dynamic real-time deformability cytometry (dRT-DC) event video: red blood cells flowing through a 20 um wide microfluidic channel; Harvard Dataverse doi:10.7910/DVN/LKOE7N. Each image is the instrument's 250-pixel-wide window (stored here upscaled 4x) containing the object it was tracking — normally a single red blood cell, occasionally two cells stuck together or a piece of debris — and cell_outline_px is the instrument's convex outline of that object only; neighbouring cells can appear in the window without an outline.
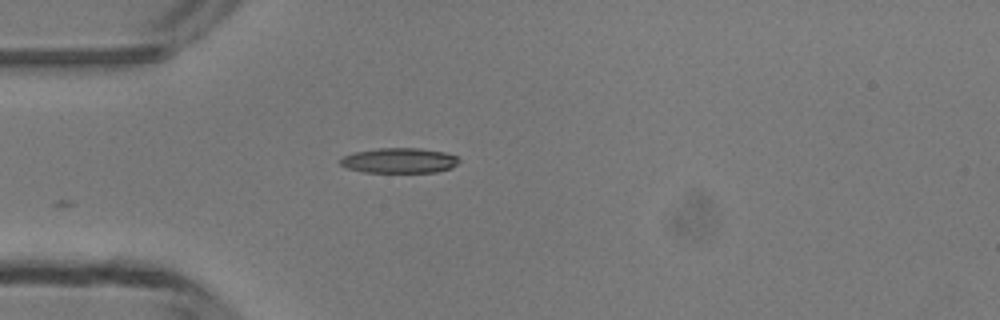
{"species": "common noctule bat (a hibernating species)", "species_latin": "Nyctalus noctula", "temperature_condition": "room temperature", "stored_images_in_passage": 11, "camera_frame_rate_fps": 3000, "um_per_image_px": 0.085, "animal": {"sex": "male", "body_mass_g": 13.3}, "frame": {"image": 1, "passage_image": 1, "time_ms": 0.0, "image_size_px": [1000, 320], "cell_outline_px": [[460, 160], [452, 168], [436, 172], [364, 172], [348, 168], [340, 164], [340, 160], [344, 156], [352, 152], [376, 148], [420, 148], [444, 152], [456, 156]], "centroid_in_image_um": [33.93, 13.64], "position_along_channel_um": 51.1, "area_um2": 17.4}}
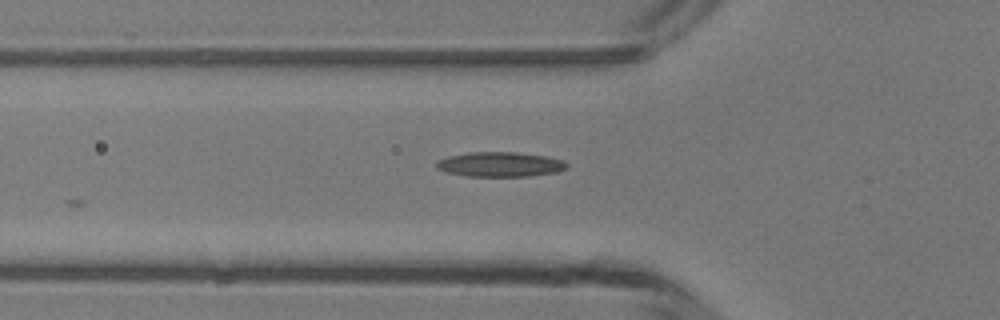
{"frame": {"image": 2, "passage_image": 4, "time_ms": 1.0, "image_size_px": [1000, 320], "cell_outline_px": [[568, 168], [556, 172], [528, 176], [468, 176], [448, 172], [436, 168], [436, 164], [440, 160], [448, 156], [468, 152], [516, 152], [544, 156], [564, 160], [568, 164]], "centroid_in_image_um": [42.53, 13.97], "position_along_channel_um": 83.3, "area_um2": 18.67}}
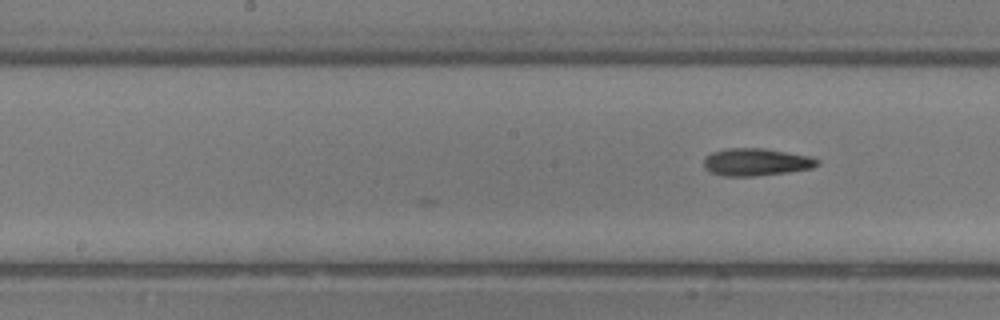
{"frame": {"image": 3, "passage_image": 11, "time_ms": 3.333, "image_size_px": [1000, 320], "cell_outline_px": [[820, 164], [812, 168], [788, 172], [752, 176], [720, 176], [708, 172], [704, 168], [704, 156], [712, 152], [724, 148], [764, 148], [808, 156], [820, 160]], "centroid_in_image_um": [64.22, 13.77], "position_along_channel_um": 184.0, "area_um2": 18.32}}